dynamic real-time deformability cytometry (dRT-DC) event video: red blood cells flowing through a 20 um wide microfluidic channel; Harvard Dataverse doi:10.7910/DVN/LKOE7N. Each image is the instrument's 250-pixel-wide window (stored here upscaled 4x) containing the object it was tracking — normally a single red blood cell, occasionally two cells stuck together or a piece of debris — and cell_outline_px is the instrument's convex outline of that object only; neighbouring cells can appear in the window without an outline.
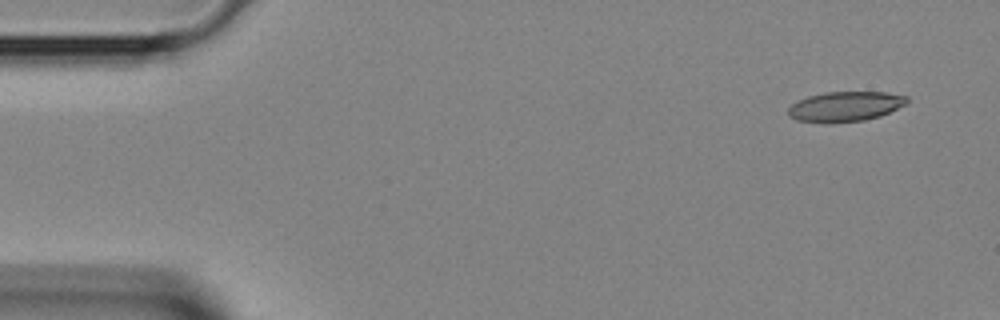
{"species": "Egyptian fruit bat (a non-hibernating species)", "species_latin": "Rousettus aegyptiacus", "temperature_condition": "room temperature", "stored_images_in_passage": 3, "camera_frame_rate_fps": 3000, "um_per_image_px": 0.085, "animal": {"sex": "female"}, "frame": {"image": 1, "passage_image": 1, "time_ms": 0.0, "image_size_px": [1000, 320], "cell_outline_px": [[908, 104], [880, 116], [864, 120], [832, 124], [828, 124], [796, 120], [788, 116], [788, 108], [792, 104], [808, 96], [824, 92], [884, 92], [908, 96]], "centroid_in_image_um": [71.85, 9.07], "position_along_channel_um": 13.2, "area_um2": 21.04}}